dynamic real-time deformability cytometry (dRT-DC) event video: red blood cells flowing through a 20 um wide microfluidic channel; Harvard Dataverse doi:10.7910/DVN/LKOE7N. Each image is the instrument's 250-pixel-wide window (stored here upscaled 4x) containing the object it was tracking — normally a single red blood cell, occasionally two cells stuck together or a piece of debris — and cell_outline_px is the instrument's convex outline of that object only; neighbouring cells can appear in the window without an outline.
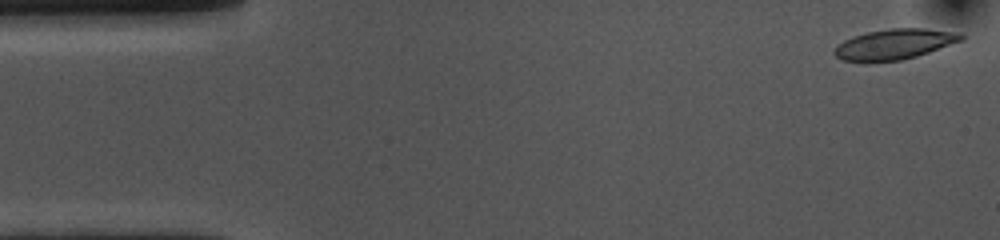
{"species": "common noctule bat (a hibernating species)", "species_latin": "Nyctalus noctula", "temperature_condition": "cold", "stored_images_in_passage": 54, "camera_frame_rate_fps": 3000, "um_per_image_px": 0.085, "animal": {"sex": "female", "body_mass_g": 10.0, "forearm_length_mm": 53.1}, "frame": {"image": 1, "passage_image": 1, "time_ms": 0.0, "image_size_px": [1000, 240], "cell_outline_px": [[964, 40], [916, 56], [900, 60], [844, 60], [836, 56], [832, 52], [836, 44], [852, 36], [868, 32], [892, 28], [924, 28], [960, 32], [964, 36]], "centroid_in_image_um": [76.06, 3.72], "position_along_channel_um": 8.9, "area_um2": 22.14}}
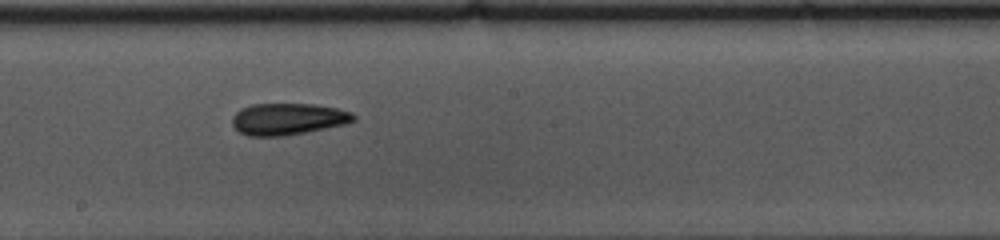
{"frame": {"image": 2, "passage_image": 28, "time_ms": 9.0, "image_size_px": [1000, 240], "cell_outline_px": [[356, 120], [344, 124], [284, 136], [248, 136], [240, 132], [232, 124], [232, 116], [240, 108], [252, 104], [312, 104], [336, 108], [352, 112], [356, 116]], "centroid_in_image_um": [24.45, 10.11], "position_along_channel_um": 223.8, "area_um2": 22.31}}
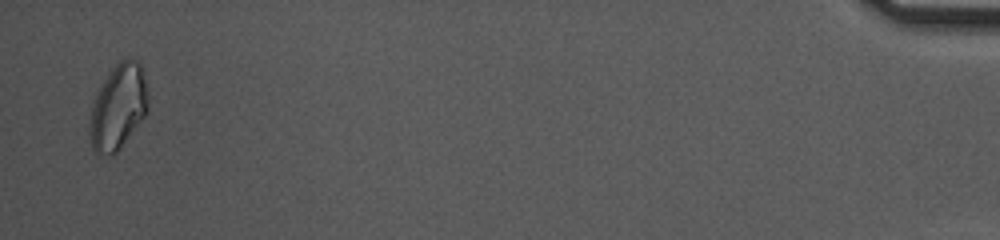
{"frame": {"image": 3, "passage_image": 53, "time_ms": 17.333, "image_size_px": [1000, 240], "cell_outline_px": [[148, 108], [144, 116], [116, 152], [96, 152], [92, 148], [88, 132], [88, 128], [92, 104], [96, 92], [108, 72], [124, 56], [132, 56], [140, 60], [148, 96]], "centroid_in_image_um": [10.03, 8.98], "position_along_channel_um": 425.2, "area_um2": 28.9}, "authors_computed_cell_mechanics": {"area_um2": 22.3108, "velocity_mm_per_s": 3.5541, "shape_relaxation_time_tau1_ms": 5.9458, "shape_relaxation_time_tau2_ms": 5.4896, "deformation_change_tau1": 0.1265, "deformation_change_tau2": 0.1174}}